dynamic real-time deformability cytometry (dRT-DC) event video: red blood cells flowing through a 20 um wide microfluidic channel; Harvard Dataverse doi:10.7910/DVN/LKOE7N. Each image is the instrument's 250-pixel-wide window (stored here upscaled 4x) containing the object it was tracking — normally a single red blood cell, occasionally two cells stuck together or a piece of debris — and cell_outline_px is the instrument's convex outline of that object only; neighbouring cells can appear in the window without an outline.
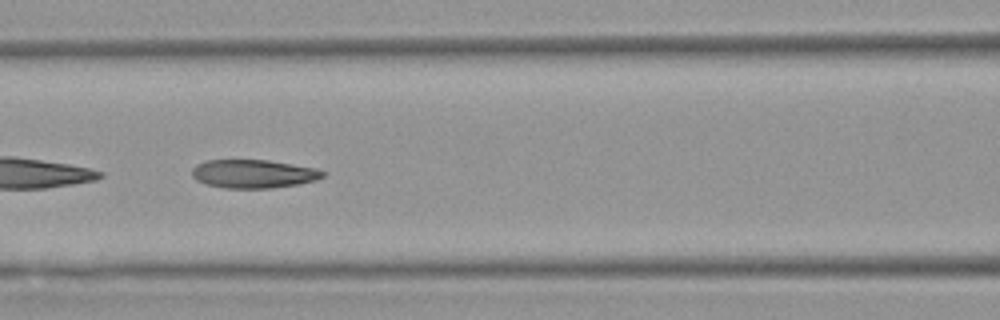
{"species": "Egyptian fruit bat (a non-hibernating species)", "species_latin": "Rousettus aegyptiacus", "temperature_condition": "warm", "stored_images_in_passage": 51, "camera_frame_rate_fps": 3000, "um_per_image_px": 0.085, "animal": {"sex": "female"}, "frame": {"image": 1, "passage_image": 22, "time_ms": 7.0, "image_size_px": [1000, 320], "cell_outline_px": [[324, 176], [316, 180], [296, 184], [272, 188], [224, 188], [204, 184], [196, 180], [192, 176], [192, 168], [196, 164], [208, 160], [268, 160], [316, 168], [324, 172]], "centroid_in_image_um": [21.5, 14.77], "position_along_channel_um": 145.1, "area_um2": 21.68}, "authors_computed_cell_mechanics": {"area_um2": 22.4264, "velocity_mm_per_s": 3.9708, "shape_relaxation_time_tau1_ms": 9.3938, "shape_relaxation_time_tau2_ms": 2.0822, "deformation_change_tau1": 0.2488, "deformation_change_tau2": 0.1}}